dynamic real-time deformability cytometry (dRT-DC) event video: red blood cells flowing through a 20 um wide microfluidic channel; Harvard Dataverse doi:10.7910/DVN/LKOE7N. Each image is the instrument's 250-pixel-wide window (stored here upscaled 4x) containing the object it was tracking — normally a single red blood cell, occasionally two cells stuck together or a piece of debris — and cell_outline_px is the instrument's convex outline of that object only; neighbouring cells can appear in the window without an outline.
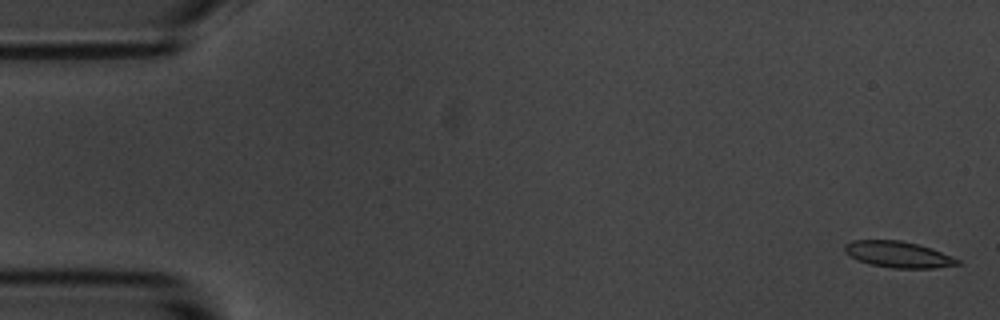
{"species": "common noctule bat (a hibernating species)", "species_latin": "Nyctalus noctula", "temperature_condition": "room temperature", "stored_images_in_passage": 6, "camera_frame_rate_fps": 3000, "um_per_image_px": 0.085, "animal": {"sex": "male", "body_mass_g": 20.1, "forearm_length_mm": 53.5}, "frame": {"image": 1, "passage_image": 1, "time_ms": 0.0, "image_size_px": [1000, 320], "cell_outline_px": [[964, 264], [936, 268], [892, 268], [868, 264], [856, 260], [844, 252], [844, 244], [852, 240], [900, 240], [932, 248], [952, 256], [960, 260]], "centroid_in_image_um": [76.35, 21.63], "position_along_channel_um": 8.6, "area_um2": 17.51}}